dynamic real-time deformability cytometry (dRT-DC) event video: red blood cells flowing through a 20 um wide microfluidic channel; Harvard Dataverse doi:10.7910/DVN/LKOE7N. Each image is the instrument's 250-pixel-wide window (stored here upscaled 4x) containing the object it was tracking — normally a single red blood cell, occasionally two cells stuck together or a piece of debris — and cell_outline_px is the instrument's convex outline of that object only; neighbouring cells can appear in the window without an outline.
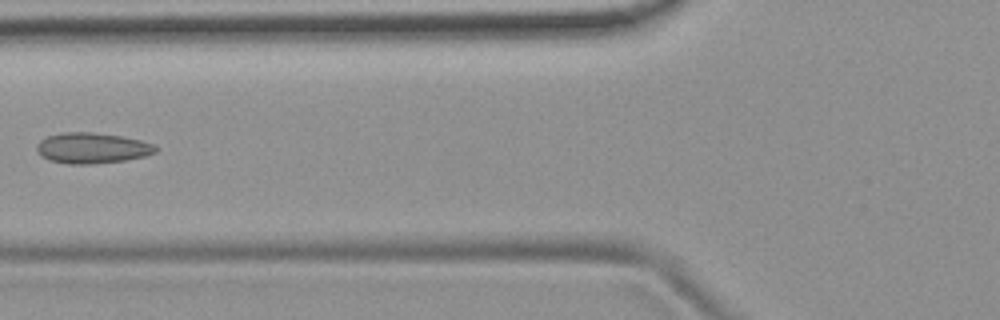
{"species": "common noctule bat (a hibernating species)", "species_latin": "Nyctalus noctula", "temperature_condition": "room temperature", "stored_images_in_passage": 6, "camera_frame_rate_fps": 3000, "um_per_image_px": 0.085, "animal": {"sex": "female", "body_mass_g": 19.9}, "frame": {"image": 1, "passage_image": 5, "time_ms": 1.333, "image_size_px": [1000, 320], "cell_outline_px": [[160, 148], [156, 152], [144, 156], [124, 160], [92, 164], [68, 164], [48, 160], [40, 156], [36, 148], [36, 144], [40, 140], [48, 136], [64, 132], [92, 132], [120, 136], [140, 140], [156, 144]], "centroid_in_image_um": [7.83, 12.58], "position_along_channel_um": 118.0, "area_um2": 21.39}}
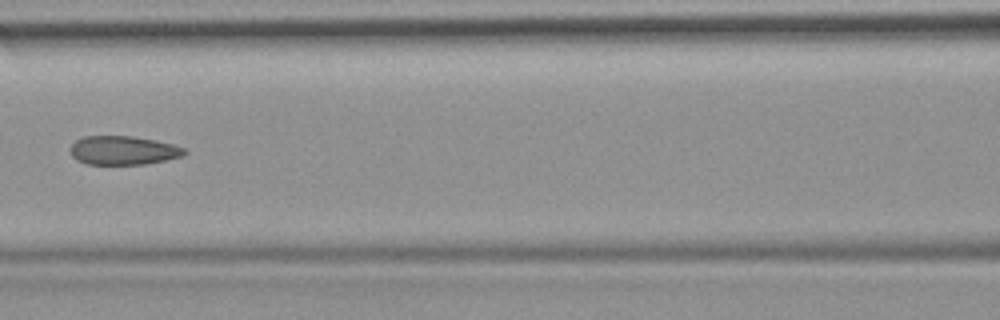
{"frame": {"image": 2, "passage_image": 6, "time_ms": 1.667, "image_size_px": [1000, 320], "cell_outline_px": [[188, 152], [184, 156], [144, 164], [88, 164], [76, 160], [72, 156], [72, 144], [76, 140], [84, 136], [132, 136], [156, 140], [172, 144], [184, 148]], "centroid_in_image_um": [10.5, 12.78], "position_along_channel_um": 156.1, "area_um2": 19.07}}